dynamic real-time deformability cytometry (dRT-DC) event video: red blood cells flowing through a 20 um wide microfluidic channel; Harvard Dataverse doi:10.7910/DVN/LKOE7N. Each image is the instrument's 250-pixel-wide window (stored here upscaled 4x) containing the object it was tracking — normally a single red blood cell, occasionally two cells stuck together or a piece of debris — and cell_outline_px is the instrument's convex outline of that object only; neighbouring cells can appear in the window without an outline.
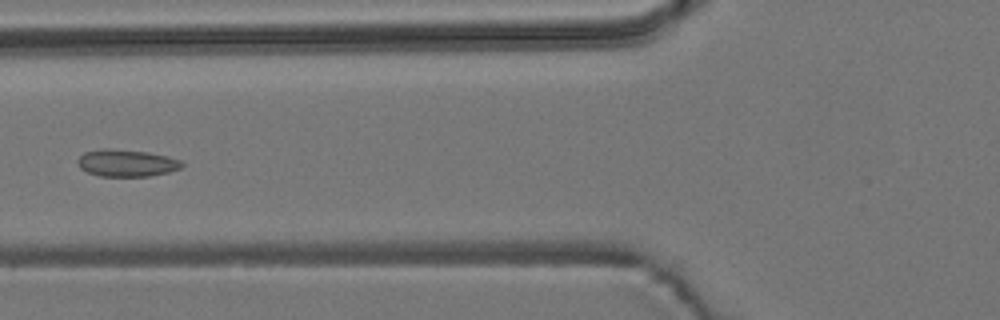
{"species": "common noctule bat (a hibernating species)", "species_latin": "Nyctalus noctula", "temperature_condition": "room temperature", "stored_images_in_passage": 7, "camera_frame_rate_fps": 3000, "um_per_image_px": 0.085, "animal": {"sex": "male", "body_mass_g": 19.2, "forearm_length_mm": 51.8}, "frame": {"image": 1, "passage_image": 7, "time_ms": 2.0, "image_size_px": [1000, 320], "cell_outline_px": [[184, 164], [180, 168], [168, 172], [148, 176], [100, 176], [88, 172], [80, 168], [76, 164], [76, 160], [84, 152], [100, 148], [108, 148], [148, 152], [168, 156], [180, 160]], "centroid_in_image_um": [10.72, 13.84], "position_along_channel_um": 115.1, "area_um2": 16.53}}